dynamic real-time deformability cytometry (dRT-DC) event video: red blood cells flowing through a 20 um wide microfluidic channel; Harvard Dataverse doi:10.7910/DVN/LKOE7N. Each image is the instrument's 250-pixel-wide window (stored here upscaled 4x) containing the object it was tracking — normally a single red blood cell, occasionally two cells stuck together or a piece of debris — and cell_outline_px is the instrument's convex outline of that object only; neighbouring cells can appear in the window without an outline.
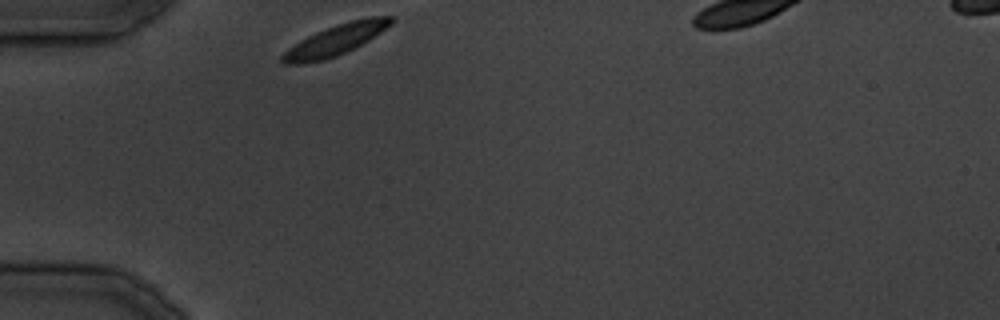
{"species": "common noctule bat (a hibernating species)", "species_latin": "Nyctalus noctula", "temperature_condition": "cold", "stored_images_in_passage": 12, "camera_frame_rate_fps": 3000, "um_per_image_px": 0.085, "animal": {"sex": "male", "body_mass_g": 19.5, "forearm_length_mm": 54.6}, "frame": {"image": 1, "passage_image": 1, "time_ms": 0.0, "image_size_px": [1000, 320], "cell_outline_px": [[396, 20], [392, 24], [368, 40], [336, 56], [324, 60], [304, 64], [284, 64], [280, 60], [280, 56], [288, 48], [300, 40], [316, 32], [336, 24], [352, 20], [372, 16], [392, 16]], "centroid_in_image_um": [28.49, 3.4], "position_along_channel_um": 56.5, "area_um2": 19.31}}